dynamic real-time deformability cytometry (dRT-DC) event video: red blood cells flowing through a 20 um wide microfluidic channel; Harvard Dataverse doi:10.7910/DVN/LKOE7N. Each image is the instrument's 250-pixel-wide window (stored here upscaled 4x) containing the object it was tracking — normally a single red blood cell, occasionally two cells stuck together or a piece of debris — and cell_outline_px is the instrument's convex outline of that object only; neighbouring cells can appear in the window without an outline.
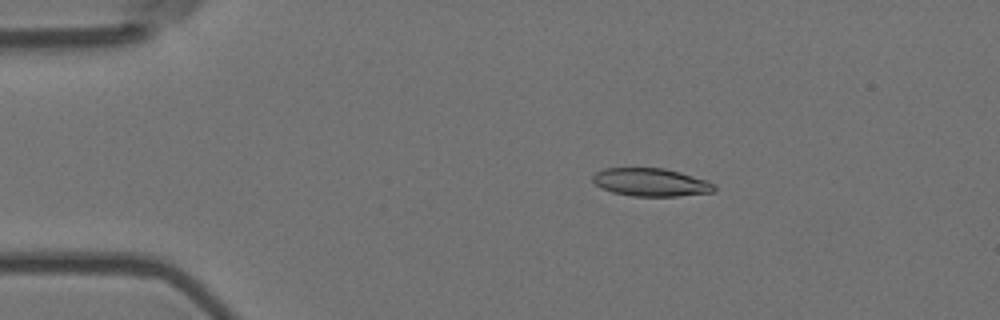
{"species": "Egyptian fruit bat (a non-hibernating species)", "species_latin": "Rousettus aegyptiacus", "temperature_condition": "room temperature", "stored_images_in_passage": 7, "camera_frame_rate_fps": 3000, "um_per_image_px": 0.085, "animal": {"sex": "female"}, "frame": {"image": 1, "passage_image": 4, "time_ms": 1.0, "image_size_px": [1000, 320], "cell_outline_px": [[716, 188], [712, 192], [676, 196], [632, 196], [612, 192], [600, 188], [592, 180], [592, 176], [596, 172], [604, 168], [664, 168], [680, 172], [708, 180], [716, 184]], "centroid_in_image_um": [55.33, 15.49], "position_along_channel_um": 29.7, "area_um2": 19.94}}
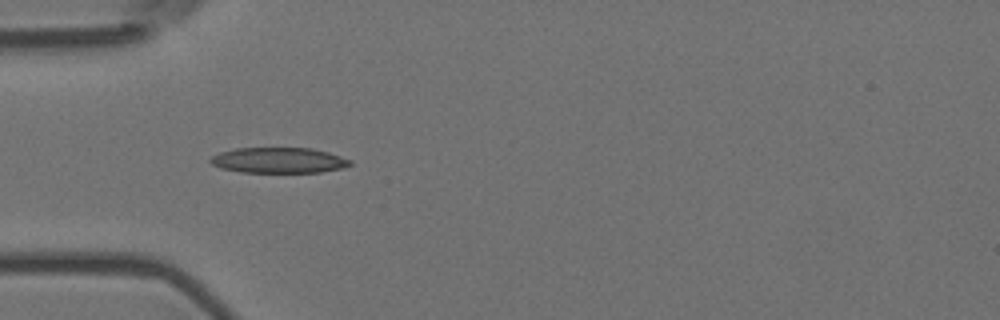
{"frame": {"image": 2, "passage_image": 6, "time_ms": 1.667, "image_size_px": [1000, 320], "cell_outline_px": [[352, 164], [344, 168], [320, 172], [240, 172], [220, 168], [212, 164], [208, 160], [212, 156], [220, 152], [236, 148], [312, 148], [328, 152], [352, 160]], "centroid_in_image_um": [23.7, 13.62], "position_along_channel_um": 61.3, "area_um2": 20.87}}
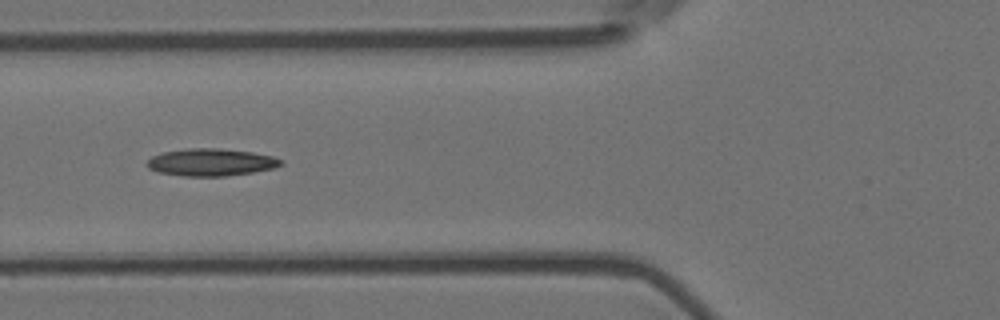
{"frame": {"image": 3, "passage_image": 7, "time_ms": 2.0, "image_size_px": [1000, 320], "cell_outline_px": [[284, 164], [272, 168], [252, 172], [224, 176], [184, 176], [160, 172], [148, 168], [144, 164], [152, 156], [164, 152], [188, 148], [220, 148], [252, 152], [272, 156], [280, 160]], "centroid_in_image_um": [17.9, 13.79], "position_along_channel_um": 107.9, "area_um2": 21.15}}